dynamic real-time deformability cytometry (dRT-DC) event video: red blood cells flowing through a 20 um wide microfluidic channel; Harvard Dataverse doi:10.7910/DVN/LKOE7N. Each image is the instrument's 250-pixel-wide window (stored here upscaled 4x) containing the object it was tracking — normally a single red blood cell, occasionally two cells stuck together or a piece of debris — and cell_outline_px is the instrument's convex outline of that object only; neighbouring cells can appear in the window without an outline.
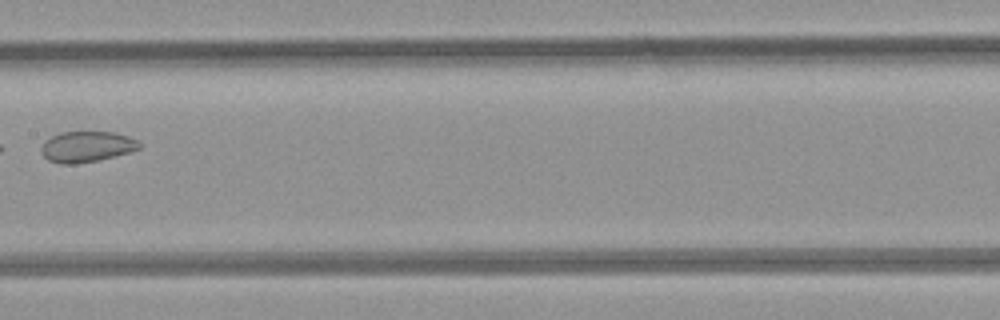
{"species": "common noctule bat (a hibernating species)", "species_latin": "Nyctalus noctula", "temperature_condition": "room temperature", "stored_images_in_passage": 5, "camera_frame_rate_fps": 3000, "um_per_image_px": 0.085, "animal": {"sex": "female", "body_mass_g": 21.9}, "frame": {"image": 1, "passage_image": 4, "time_ms": 3.667, "image_size_px": [1000, 320], "cell_outline_px": [[140, 148], [128, 152], [96, 160], [76, 164], [60, 164], [48, 160], [40, 152], [40, 148], [44, 140], [60, 132], [116, 132], [128, 136], [136, 140], [140, 144]], "centroid_in_image_um": [7.31, 12.46], "position_along_channel_um": 200.1, "area_um2": 17.51}}
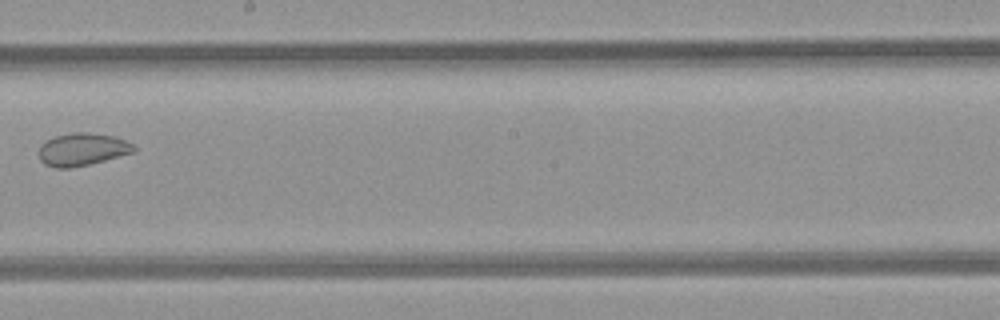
{"frame": {"image": 2, "passage_image": 5, "time_ms": 4.667, "image_size_px": [1000, 320], "cell_outline_px": [[136, 148], [132, 152], [104, 160], [88, 164], [68, 168], [56, 168], [44, 164], [40, 160], [40, 148], [48, 140], [56, 136], [76, 132], [88, 132], [116, 136], [132, 144]], "centroid_in_image_um": [7.0, 12.69], "position_along_channel_um": 241.2, "area_um2": 17.63}}